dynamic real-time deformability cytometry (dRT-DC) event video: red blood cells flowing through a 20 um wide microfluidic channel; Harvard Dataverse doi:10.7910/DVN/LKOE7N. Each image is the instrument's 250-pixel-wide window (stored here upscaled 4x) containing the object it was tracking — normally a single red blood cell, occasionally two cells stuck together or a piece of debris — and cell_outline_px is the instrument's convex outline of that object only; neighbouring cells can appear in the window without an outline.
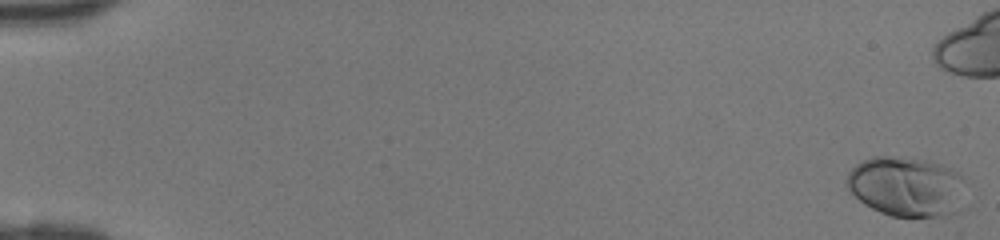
{"species": "human", "species_latin": "Homo sapiens", "temperature_condition": "room temperature", "stored_images_in_passage": 40, "camera_frame_rate_fps": 3000, "um_per_image_px": 0.085, "donor": {"sex": "female"}, "frame": {"image": 1, "passage_image": 1, "time_ms": 0.0, "image_size_px": [1000, 240], "cell_outline_px": [[968, 184], [952, 212], [936, 216], [892, 216], [880, 212], [864, 204], [848, 188], [844, 180], [848, 172], [860, 160], [872, 156], [888, 156], [924, 160], [940, 164], [960, 172], [968, 180]], "centroid_in_image_um": [77.02, 15.81], "position_along_channel_um": 8.0, "area_um2": 41.38}}
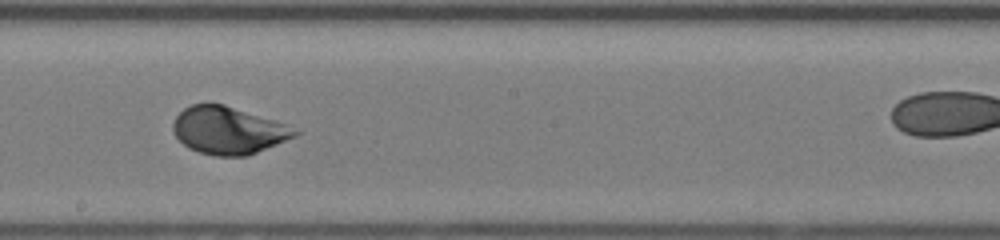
{"frame": {"image": 2, "passage_image": 28, "time_ms": 9.0, "image_size_px": [1000, 240], "cell_outline_px": [[300, 132], [296, 136], [248, 156], [216, 156], [200, 152], [188, 148], [172, 132], [172, 124], [176, 116], [184, 108], [192, 104], [208, 100], [224, 104], [276, 120], [288, 124]], "centroid_in_image_um": [19.39, 11.05], "position_along_channel_um": 228.8, "area_um2": 34.16}}
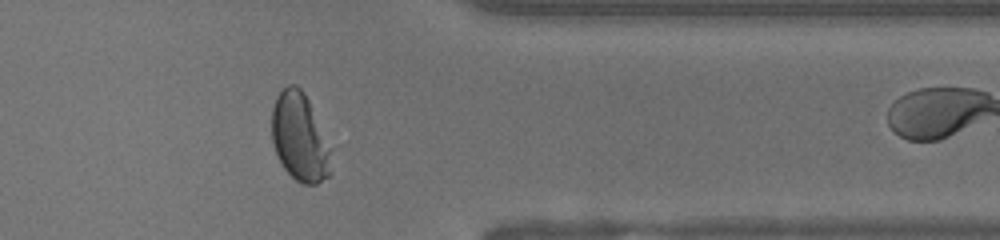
{"frame": {"image": 3, "passage_image": 39, "time_ms": 12.667, "image_size_px": [1000, 240], "cell_outline_px": [[332, 172], [328, 176], [316, 184], [300, 184], [284, 168], [276, 152], [272, 140], [272, 108], [276, 96], [288, 84], [296, 84], [304, 92], [332, 148]], "centroid_in_image_um": [25.51, 11.68], "position_along_channel_um": 385.9, "area_um2": 30.75}}